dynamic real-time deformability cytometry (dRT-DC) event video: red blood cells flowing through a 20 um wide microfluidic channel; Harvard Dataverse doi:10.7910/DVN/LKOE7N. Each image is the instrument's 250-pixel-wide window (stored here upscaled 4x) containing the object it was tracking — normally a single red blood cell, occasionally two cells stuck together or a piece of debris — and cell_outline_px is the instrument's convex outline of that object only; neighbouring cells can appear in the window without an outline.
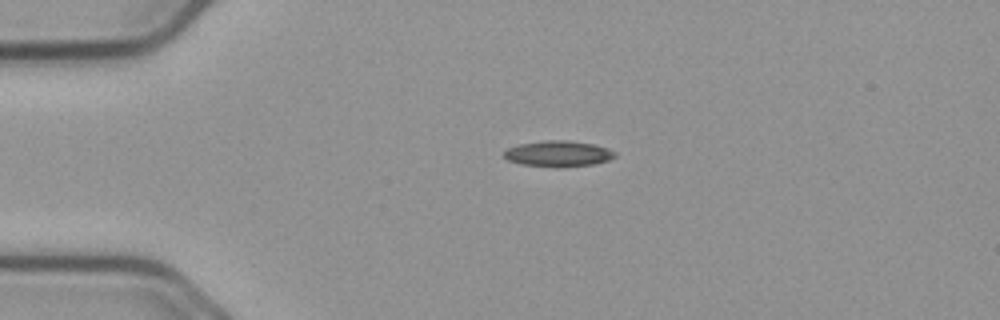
{"species": "common noctule bat (a hibernating species)", "species_latin": "Nyctalus noctula", "temperature_condition": "cold", "stored_images_in_passage": 44, "camera_frame_rate_fps": 3000, "um_per_image_px": 0.085, "animal": {"sex": "male", "body_mass_g": 23.1, "forearm_length_mm": 52.7}, "frame": {"image": 1, "passage_image": 1, "time_ms": 0.0, "image_size_px": [1000, 320], "cell_outline_px": [[616, 156], [608, 160], [592, 164], [524, 164], [508, 160], [504, 156], [504, 152], [508, 148], [520, 144], [544, 140], [568, 140], [592, 144], [608, 148], [616, 152]], "centroid_in_image_um": [47.47, 13.0], "position_along_channel_um": 37.5, "area_um2": 15.66}}
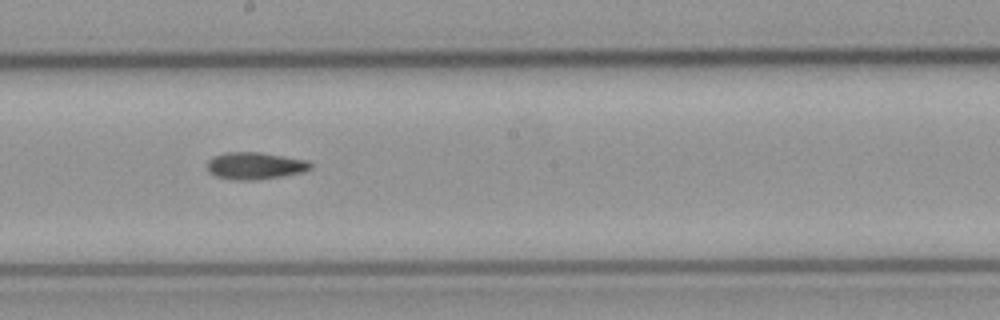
{"frame": {"image": 2, "passage_image": 19, "time_ms": 6.0, "image_size_px": [1000, 320], "cell_outline_px": [[312, 168], [300, 172], [280, 176], [256, 180], [232, 180], [216, 176], [208, 172], [208, 160], [212, 156], [224, 152], [260, 152], [308, 160], [312, 164]], "centroid_in_image_um": [21.64, 14.08], "position_along_channel_um": 226.6, "area_um2": 16.36}}
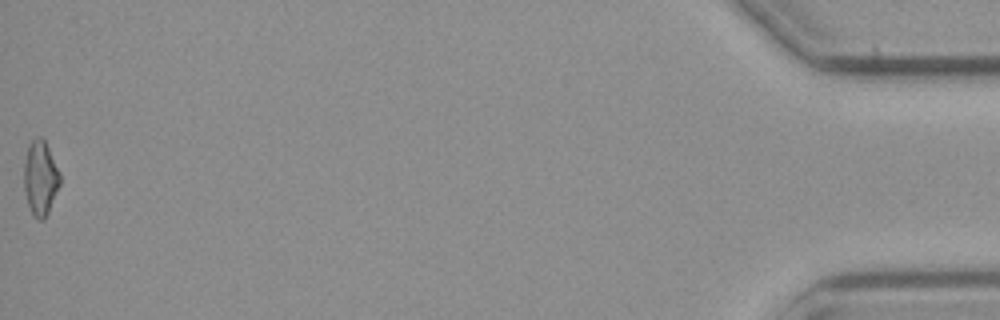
{"frame": {"image": 3, "passage_image": 44, "time_ms": 14.333, "image_size_px": [1000, 320], "cell_outline_px": [[60, 184], [48, 212], [44, 220], [40, 220], [32, 216], [24, 192], [24, 164], [28, 148], [32, 140], [36, 136], [40, 136], [44, 140], [60, 172]], "centroid_in_image_um": [3.43, 15.16], "position_along_channel_um": 431.8, "area_um2": 15.55}, "authors_computed_cell_mechanics": {"area_um2": 15.5482, "velocity_mm_per_s": 3.716, "shape_relaxation_time_tau1_ms": null, "shape_relaxation_time_tau2_ms": 8.8387, "deformation_change_tau1": null, "deformation_change_tau2": 0.1737}}